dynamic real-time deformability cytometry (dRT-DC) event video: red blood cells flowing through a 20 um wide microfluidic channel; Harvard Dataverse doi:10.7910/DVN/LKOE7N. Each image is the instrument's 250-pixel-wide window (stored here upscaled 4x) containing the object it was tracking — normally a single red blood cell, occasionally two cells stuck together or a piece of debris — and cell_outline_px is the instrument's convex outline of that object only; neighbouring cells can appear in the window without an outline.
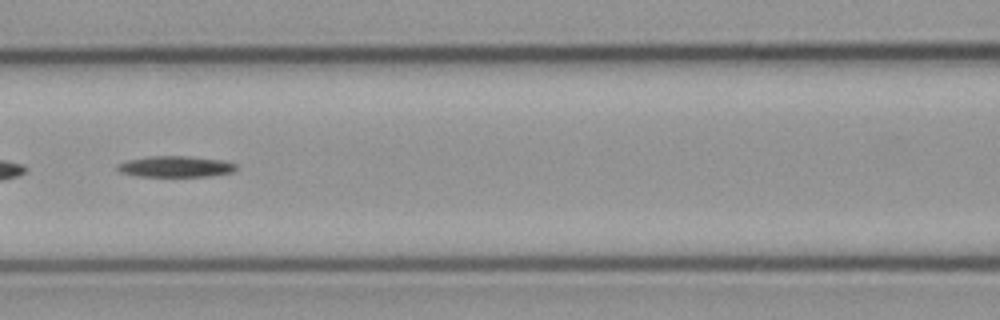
{"species": "common noctule bat (a hibernating species)", "species_latin": "Nyctalus noctula", "temperature_condition": "cold", "stored_images_in_passage": 44, "camera_frame_rate_fps": 3000, "um_per_image_px": 0.085, "animal": {"sex": "male", "body_mass_g": 23.1, "forearm_length_mm": 52.7}, "frame": {"image": 1, "passage_image": 13, "time_ms": 4.0, "image_size_px": [1000, 320], "cell_outline_px": [[236, 168], [232, 172], [208, 176], [136, 176], [120, 172], [116, 168], [116, 164], [128, 160], [148, 156], [188, 156], [220, 160], [236, 164]], "centroid_in_image_um": [14.86, 14.15], "position_along_channel_um": 151.7, "area_um2": 14.45}}
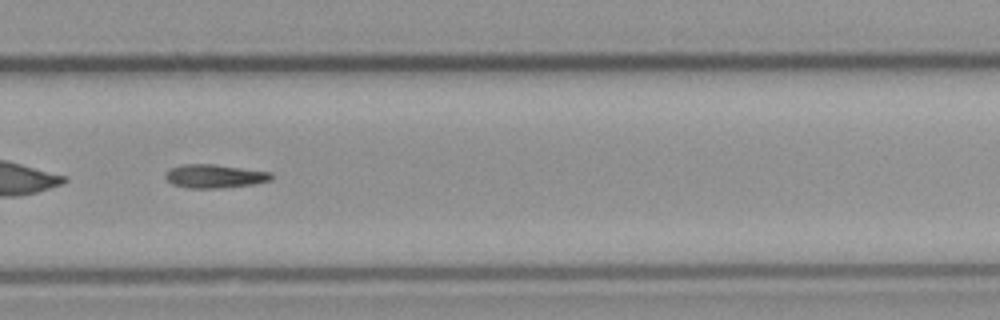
{"frame": {"image": 2, "passage_image": 26, "time_ms": 8.333, "image_size_px": [1000, 320], "cell_outline_px": [[272, 180], [256, 184], [224, 188], [188, 188], [172, 184], [164, 176], [164, 172], [172, 168], [184, 164], [216, 164], [272, 172]], "centroid_in_image_um": [18.27, 14.98], "position_along_channel_um": 311.5, "area_um2": 14.74}}
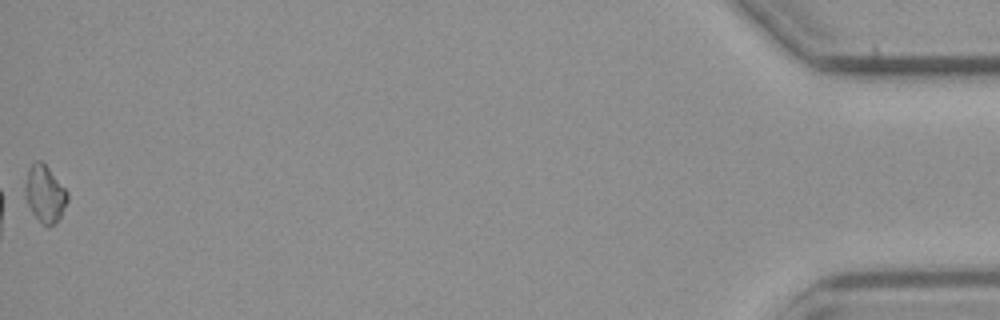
{"frame": {"image": 3, "passage_image": 44, "time_ms": 14.333, "image_size_px": [1000, 320], "cell_outline_px": [[68, 200], [60, 216], [48, 228], [40, 224], [32, 212], [28, 204], [24, 192], [24, 184], [28, 168], [36, 160], [40, 160], [48, 168], [68, 192]], "centroid_in_image_um": [3.78, 16.48], "position_along_channel_um": 431.4, "area_um2": 13.99}}